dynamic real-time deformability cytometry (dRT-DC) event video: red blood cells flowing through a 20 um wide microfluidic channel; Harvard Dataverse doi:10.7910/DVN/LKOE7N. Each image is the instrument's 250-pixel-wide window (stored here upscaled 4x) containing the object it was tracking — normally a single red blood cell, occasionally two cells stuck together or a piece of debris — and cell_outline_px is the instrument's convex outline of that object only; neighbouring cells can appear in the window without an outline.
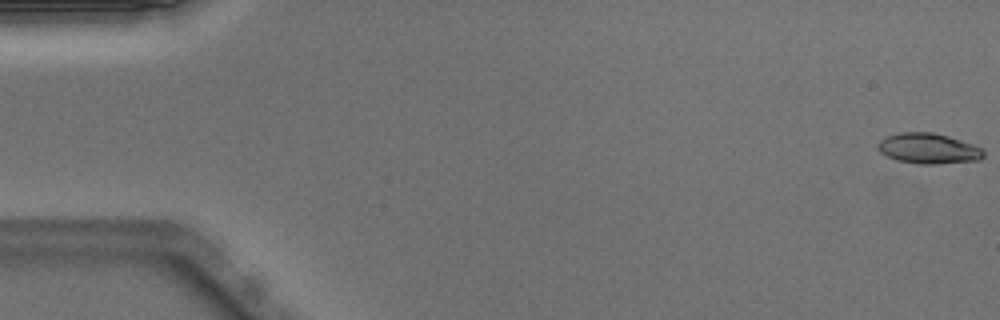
{"species": "Egyptian fruit bat (a non-hibernating species)", "species_latin": "Rousettus aegyptiacus", "temperature_condition": "warm", "stored_images_in_passage": 13, "camera_frame_rate_fps": 3000, "um_per_image_px": 0.085, "animal": {"sex": "male"}, "frame": {"image": 1, "passage_image": 1, "time_ms": 0.0, "image_size_px": [1000, 320], "cell_outline_px": [[984, 156], [980, 160], [936, 164], [920, 164], [896, 160], [880, 152], [876, 144], [884, 136], [900, 132], [932, 132], [948, 136], [984, 148]], "centroid_in_image_um": [78.91, 12.62], "position_along_channel_um": 6.1, "area_um2": 18.9}}
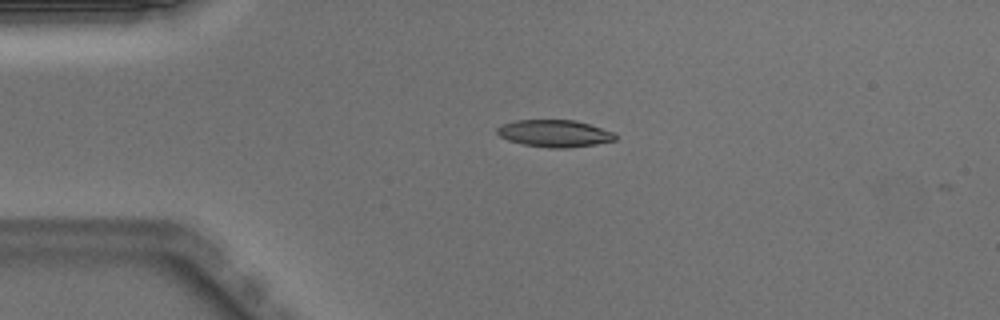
{"frame": {"image": 2, "passage_image": 12, "time_ms": 3.667, "image_size_px": [1000, 320], "cell_outline_px": [[616, 140], [596, 144], [564, 148], [548, 148], [524, 144], [508, 140], [500, 136], [496, 132], [496, 128], [500, 124], [516, 120], [576, 120], [612, 132], [616, 136]], "centroid_in_image_um": [47.09, 11.34], "position_along_channel_um": 37.9, "area_um2": 18.55}}